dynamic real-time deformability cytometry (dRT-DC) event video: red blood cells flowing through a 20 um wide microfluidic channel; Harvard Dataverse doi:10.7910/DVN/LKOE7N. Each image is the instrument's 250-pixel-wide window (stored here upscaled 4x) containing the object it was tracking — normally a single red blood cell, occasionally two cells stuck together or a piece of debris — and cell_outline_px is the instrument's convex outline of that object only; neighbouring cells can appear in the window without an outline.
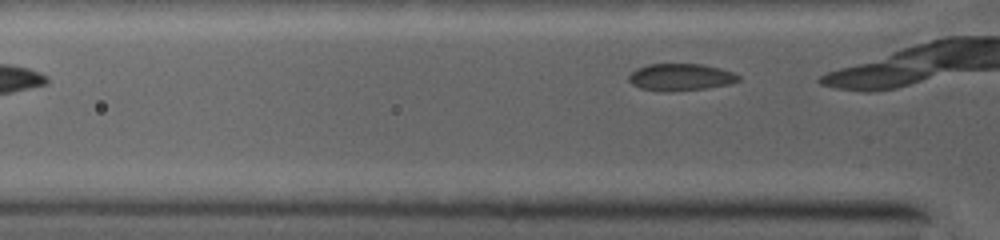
{"species": "common noctule bat (a hibernating species)", "species_latin": "Nyctalus noctula", "temperature_condition": "warm", "stored_images_in_passage": 3, "segment_of_instrument_passage": [2, 2], "camera_frame_rate_fps": 5000, "um_per_image_px": 0.085, "animal": {"sex": "female", "body_mass_g": 19.0, "forearm_length_mm": 53.3}, "frame": {"image": 1, "passage_image": 3, "time_ms": 2.4, "image_size_px": [1000, 240], "cell_outline_px": [[740, 80], [728, 84], [704, 88], [640, 88], [632, 84], [628, 80], [628, 76], [636, 68], [648, 64], [700, 64], [720, 68], [732, 72], [740, 76]], "centroid_in_image_um": [57.86, 6.49], "position_along_channel_um": 67.9, "area_um2": 16.24}}